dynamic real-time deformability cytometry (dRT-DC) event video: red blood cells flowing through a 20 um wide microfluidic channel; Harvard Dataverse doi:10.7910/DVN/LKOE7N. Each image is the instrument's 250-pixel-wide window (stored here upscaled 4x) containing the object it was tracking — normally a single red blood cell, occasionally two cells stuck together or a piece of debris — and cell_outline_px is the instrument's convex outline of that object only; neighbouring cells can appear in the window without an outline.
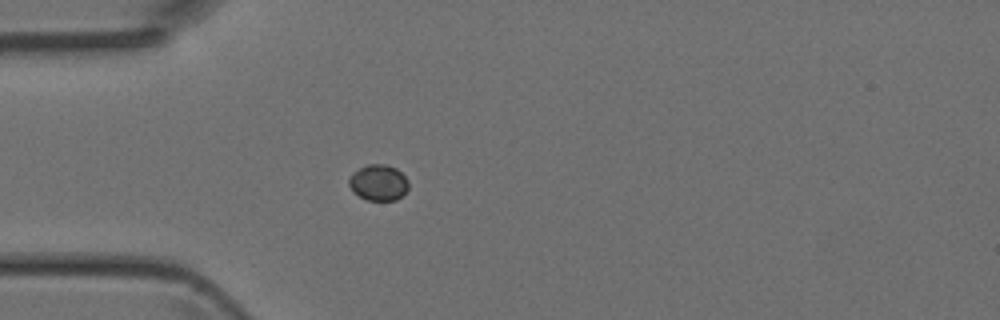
{"species": "Egyptian fruit bat (a non-hibernating species)", "species_latin": "Rousettus aegyptiacus", "temperature_condition": "room temperature", "stored_images_in_passage": 4, "camera_frame_rate_fps": 3000, "um_per_image_px": 0.085, "animal": {"sex": "female"}, "frame": {"image": 1, "passage_image": 4, "time_ms": 1.0, "image_size_px": [1000, 320], "cell_outline_px": [[408, 188], [396, 200], [368, 200], [352, 192], [348, 184], [348, 180], [352, 172], [368, 164], [388, 164], [396, 168], [408, 180]], "centroid_in_image_um": [32.14, 15.51], "position_along_channel_um": 52.9, "area_um2": 12.48}}